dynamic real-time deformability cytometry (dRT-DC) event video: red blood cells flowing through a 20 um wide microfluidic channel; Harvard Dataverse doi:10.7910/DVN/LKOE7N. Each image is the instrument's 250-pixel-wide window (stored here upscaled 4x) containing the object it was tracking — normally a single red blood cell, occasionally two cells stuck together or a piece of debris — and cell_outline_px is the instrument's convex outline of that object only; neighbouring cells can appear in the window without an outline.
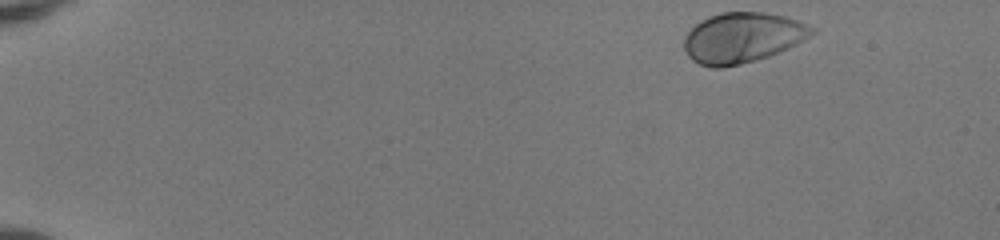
{"species": "human", "species_latin": "Homo sapiens", "temperature_condition": "room temperature", "stored_images_in_passage": 46, "camera_frame_rate_fps": 3000, "um_per_image_px": 0.085, "donor": {"sex": "female"}, "frame": {"image": 1, "passage_image": 1, "time_ms": 0.0, "image_size_px": [1000, 240], "cell_outline_px": [[816, 32], [796, 44], [788, 48], [768, 56], [740, 64], [720, 68], [712, 68], [700, 64], [692, 60], [688, 56], [684, 48], [684, 36], [700, 20], [708, 16], [720, 12], [764, 12], [784, 16], [796, 20], [816, 28]], "centroid_in_image_um": [63.08, 3.19], "position_along_channel_um": 21.9, "area_um2": 37.4}}
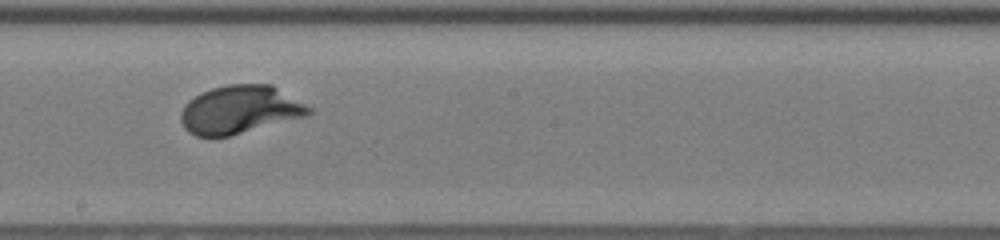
{"frame": {"image": 2, "passage_image": 26, "time_ms": 8.333, "image_size_px": [1000, 240], "cell_outline_px": [[312, 112], [308, 116], [228, 136], [196, 136], [188, 132], [184, 128], [180, 120], [180, 112], [184, 104], [188, 100], [212, 88], [228, 84], [272, 84], [312, 108]], "centroid_in_image_um": [20.38, 9.32], "position_along_channel_um": 227.8, "area_um2": 35.89}}
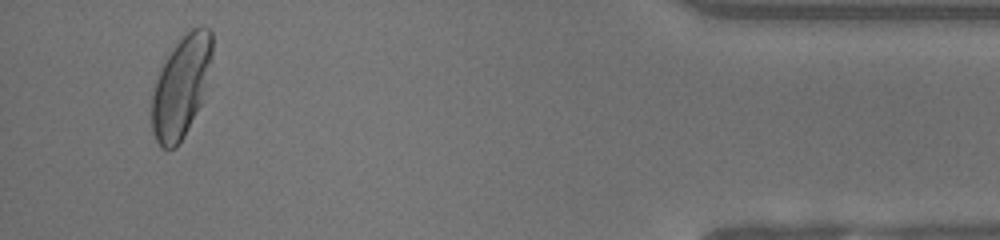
{"frame": {"image": 3, "passage_image": 44, "time_ms": 14.333, "image_size_px": [1000, 240], "cell_outline_px": [[212, 56], [200, 104], [184, 136], [176, 148], [168, 152], [160, 148], [152, 132], [152, 92], [160, 68], [172, 48], [192, 28], [200, 24], [212, 28]], "centroid_in_image_um": [15.37, 7.38], "position_along_channel_um": 419.8, "area_um2": 35.55}, "authors_computed_cell_mechanics": {"area_um2": 35.5181, "velocity_mm_per_s": 4.0934, "shape_relaxation_time_tau1_ms": 1.9594, "shape_relaxation_time_tau2_ms": null, "deformation_change_tau1": 0.1456, "deformation_change_tau2": null}}